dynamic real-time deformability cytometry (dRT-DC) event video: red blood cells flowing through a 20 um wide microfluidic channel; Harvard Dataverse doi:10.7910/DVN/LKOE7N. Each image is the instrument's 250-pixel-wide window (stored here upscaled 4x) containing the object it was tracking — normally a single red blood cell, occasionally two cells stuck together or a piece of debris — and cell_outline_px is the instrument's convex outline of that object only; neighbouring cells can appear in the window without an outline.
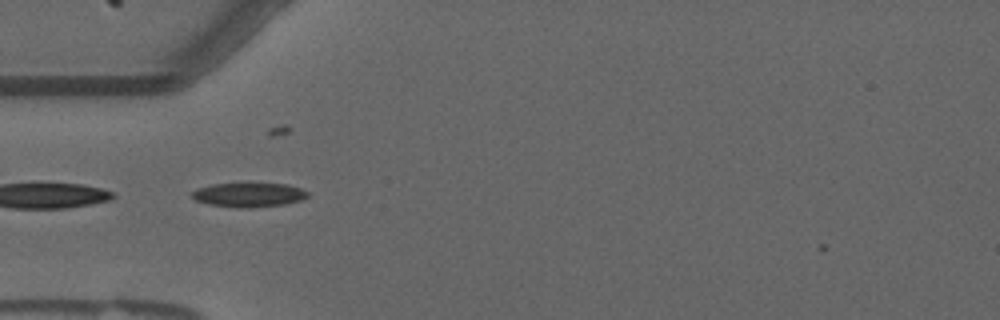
{"species": "common noctule bat (a hibernating species)", "species_latin": "Nyctalus noctula", "temperature_condition": "warm", "stored_images_in_passage": 55, "segment_of_instrument_passage": [2, 2], "camera_frame_rate_fps": 3000, "um_per_image_px": 0.085, "animal": {"sex": "male", "forearm_length_mm": 52.5}, "frame": {"image": 1, "passage_image": 16, "time_ms": 5.0, "image_size_px": [1000, 320], "cell_outline_px": [[308, 196], [300, 200], [284, 204], [208, 204], [196, 200], [192, 196], [192, 192], [200, 188], [212, 184], [288, 184], [300, 188], [308, 192]], "centroid_in_image_um": [21.19, 16.49], "position_along_channel_um": 63.8, "area_um2": 14.8}}
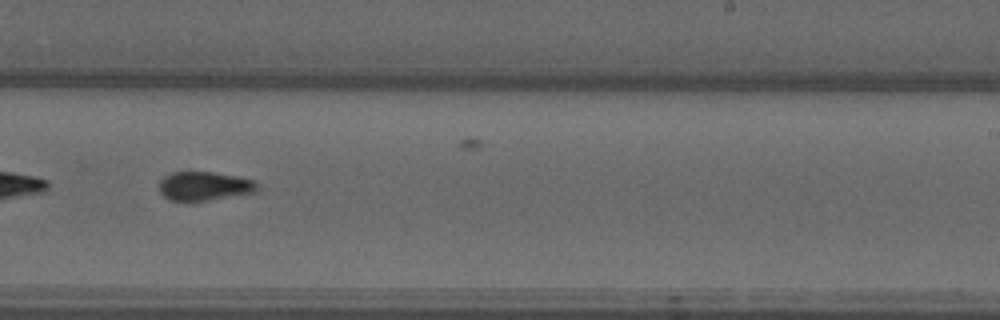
{"frame": {"image": 2, "passage_image": 33, "time_ms": 10.667, "image_size_px": [1000, 320], "cell_outline_px": [[256, 192], [204, 200], [172, 200], [164, 196], [160, 192], [160, 180], [164, 176], [172, 172], [212, 172], [252, 180], [256, 184]], "centroid_in_image_um": [17.31, 15.8], "position_along_channel_um": 271.7, "area_um2": 15.9}}
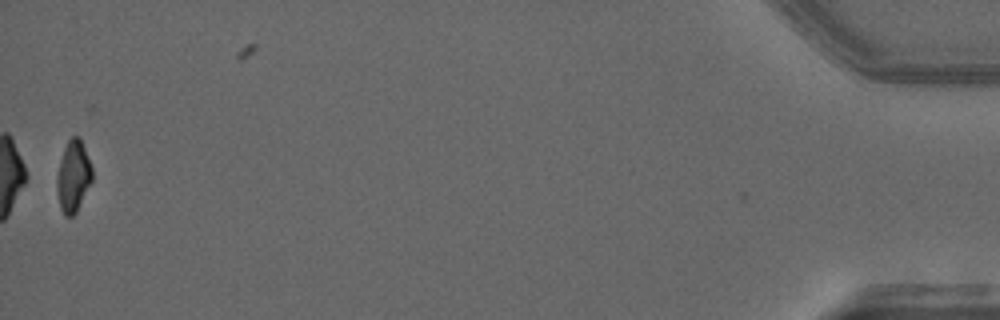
{"frame": {"image": 3, "passage_image": 54, "time_ms": 17.667, "image_size_px": [1000, 320], "cell_outline_px": [[92, 180], [76, 212], [72, 216], [64, 216], [60, 208], [56, 188], [56, 180], [60, 160], [64, 148], [68, 140], [72, 136], [80, 136], [92, 168]], "centroid_in_image_um": [6.21, 14.98], "position_along_channel_um": 429.0, "area_um2": 14.62}}